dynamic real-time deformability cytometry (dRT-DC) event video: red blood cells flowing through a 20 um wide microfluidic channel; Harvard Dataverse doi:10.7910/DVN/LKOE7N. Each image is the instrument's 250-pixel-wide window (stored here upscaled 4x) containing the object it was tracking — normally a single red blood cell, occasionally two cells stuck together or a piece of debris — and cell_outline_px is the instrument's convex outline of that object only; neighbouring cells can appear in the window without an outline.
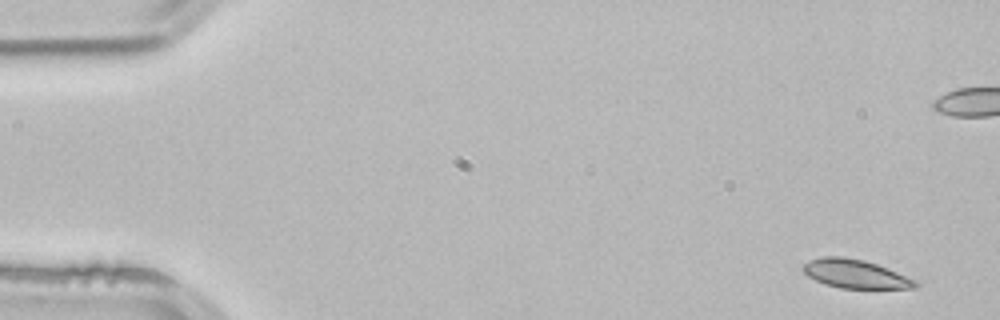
{"species": "common noctule bat (a hibernating species)", "species_latin": "Nyctalus noctula", "temperature_condition": "room temperature", "stored_images_in_passage": 5, "camera_frame_rate_fps": 3000, "um_per_image_px": 0.085, "animal": {"sex": "male", "body_mass_g": 21.5, "forearm_length_mm": 52.0}, "frame": {"image": 1, "passage_image": 1, "time_ms": 0.0, "image_size_px": [1000, 320], "cell_outline_px": [[920, 284], [916, 288], [840, 288], [824, 284], [808, 276], [800, 268], [808, 260], [820, 256], [840, 256], [864, 260], [888, 268], [916, 280]], "centroid_in_image_um": [72.68, 23.27], "position_along_channel_um": 12.3, "area_um2": 18.84}}